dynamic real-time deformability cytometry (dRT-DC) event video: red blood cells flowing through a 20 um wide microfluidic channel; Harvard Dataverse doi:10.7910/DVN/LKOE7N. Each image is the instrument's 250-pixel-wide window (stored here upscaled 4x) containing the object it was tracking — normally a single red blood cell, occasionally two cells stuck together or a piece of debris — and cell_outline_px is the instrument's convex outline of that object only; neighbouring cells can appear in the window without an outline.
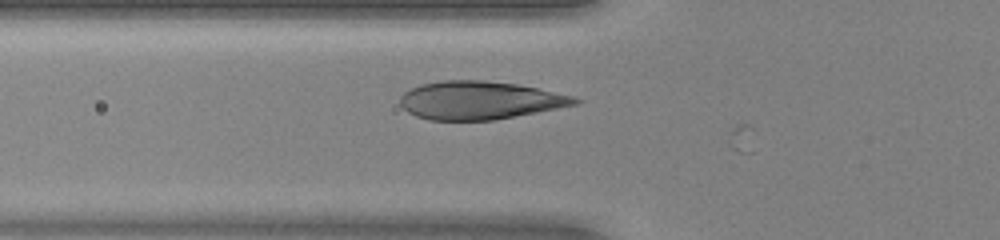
{"species": "human", "species_latin": "Homo sapiens", "temperature_condition": "warm", "stored_images_in_passage": 18, "camera_frame_rate_fps": 3000, "um_per_image_px": 0.085, "donor": {"sex": "female"}, "frame": {"image": 1, "passage_image": 14, "time_ms": 4.333, "image_size_px": [1000, 240], "cell_outline_px": [[584, 100], [576, 104], [536, 112], [492, 120], [428, 120], [416, 116], [408, 112], [400, 104], [400, 96], [404, 92], [420, 84], [444, 80], [484, 80], [516, 84], [536, 88], [572, 96]], "centroid_in_image_um": [40.73, 8.52], "position_along_channel_um": 85.1, "area_um2": 38.49}}